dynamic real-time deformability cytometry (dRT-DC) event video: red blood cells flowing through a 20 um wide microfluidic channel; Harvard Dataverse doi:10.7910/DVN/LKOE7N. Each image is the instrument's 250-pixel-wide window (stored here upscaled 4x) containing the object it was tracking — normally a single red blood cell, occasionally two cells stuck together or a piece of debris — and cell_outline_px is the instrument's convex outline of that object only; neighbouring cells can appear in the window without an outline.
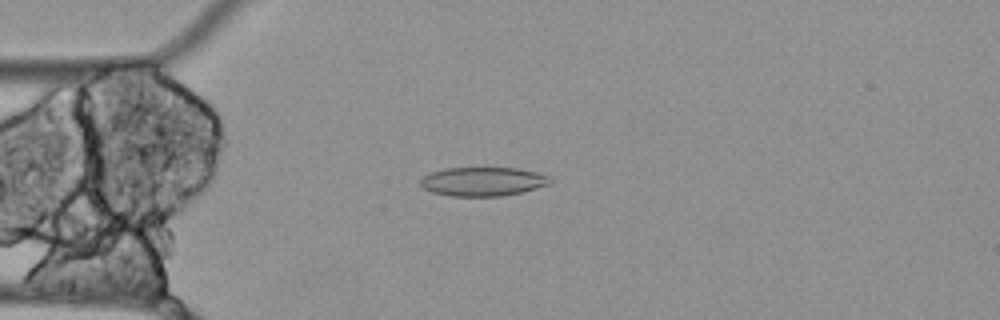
{"species": "Egyptian fruit bat (a non-hibernating species)", "species_latin": "Rousettus aegyptiacus", "temperature_condition": "cold", "stored_images_in_passage": 56, "camera_frame_rate_fps": 3000, "um_per_image_px": 0.085, "animal": {"sex": "female"}, "frame": {"image": 1, "passage_image": 14, "time_ms": 4.333, "image_size_px": [1000, 320], "cell_outline_px": [[552, 184], [520, 192], [500, 196], [452, 196], [432, 192], [424, 188], [420, 184], [420, 180], [424, 176], [432, 172], [444, 168], [520, 168], [536, 172], [548, 176], [552, 180]], "centroid_in_image_um": [41.06, 15.42], "position_along_channel_um": 43.9, "area_um2": 21.79}}
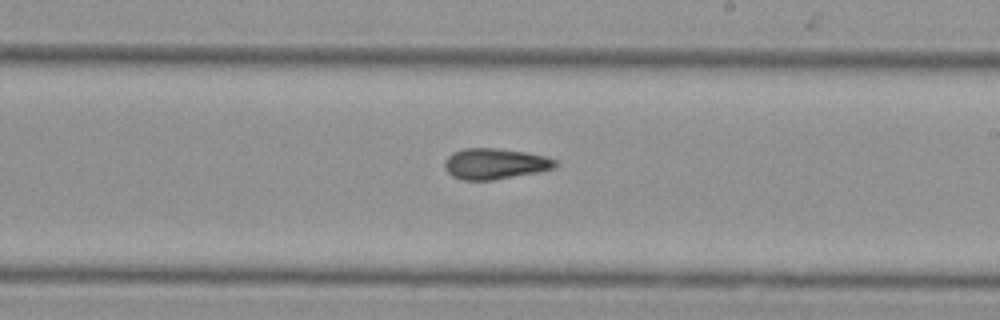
{"frame": {"image": 2, "passage_image": 32, "time_ms": 10.333, "image_size_px": [1000, 320], "cell_outline_px": [[556, 164], [552, 168], [536, 172], [492, 180], [464, 180], [452, 176], [444, 168], [444, 160], [452, 152], [464, 148], [496, 148], [528, 152], [544, 156], [556, 160]], "centroid_in_image_um": [42.01, 13.91], "position_along_channel_um": 247.0, "area_um2": 19.77}}
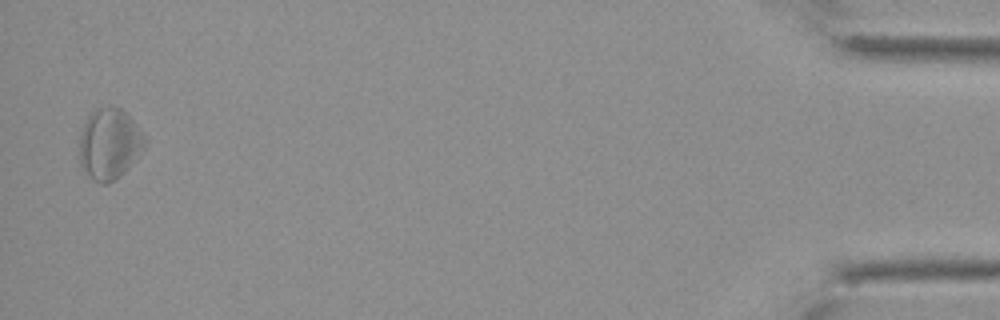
{"frame": {"image": 3, "passage_image": 55, "time_ms": 18.0, "image_size_px": [1000, 320], "cell_outline_px": [[148, 144], [128, 168], [108, 184], [100, 184], [80, 164], [80, 132], [88, 116], [96, 108], [112, 104], [120, 108], [132, 120], [148, 140]], "centroid_in_image_um": [9.32, 12.19], "position_along_channel_um": 425.9, "area_um2": 26.82}}